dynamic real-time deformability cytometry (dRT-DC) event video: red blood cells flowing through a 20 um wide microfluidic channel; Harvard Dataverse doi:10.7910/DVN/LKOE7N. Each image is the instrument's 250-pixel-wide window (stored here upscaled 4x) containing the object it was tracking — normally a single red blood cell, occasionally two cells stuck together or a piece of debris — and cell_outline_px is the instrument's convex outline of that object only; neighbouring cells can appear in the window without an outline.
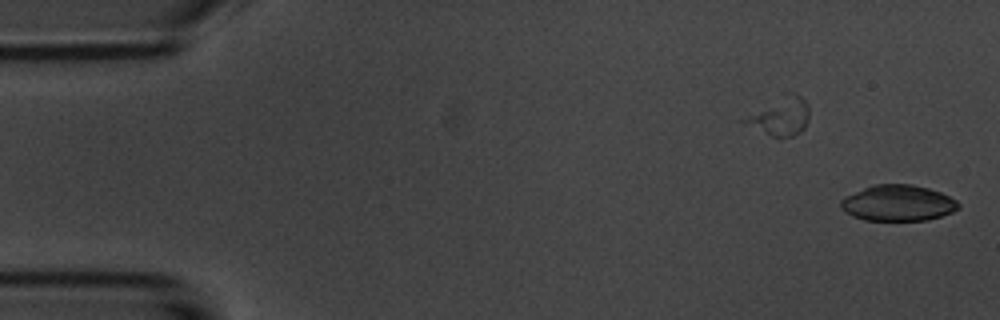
{"species": "common noctule bat (a hibernating species)", "species_latin": "Nyctalus noctula", "temperature_condition": "room temperature", "stored_images_in_passage": 9, "camera_frame_rate_fps": 3000, "um_per_image_px": 0.085, "animal": {"sex": "male", "body_mass_g": 20.1, "forearm_length_mm": 53.5}, "frame": {"image": 1, "passage_image": 1, "time_ms": 0.0, "image_size_px": [1000, 320], "cell_outline_px": [[960, 208], [952, 212], [928, 220], [864, 220], [852, 216], [840, 208], [840, 200], [844, 196], [872, 184], [912, 184], [928, 188], [940, 192], [956, 200], [960, 204]], "centroid_in_image_um": [76.3, 17.25], "position_along_channel_um": 8.7, "area_um2": 24.8}}